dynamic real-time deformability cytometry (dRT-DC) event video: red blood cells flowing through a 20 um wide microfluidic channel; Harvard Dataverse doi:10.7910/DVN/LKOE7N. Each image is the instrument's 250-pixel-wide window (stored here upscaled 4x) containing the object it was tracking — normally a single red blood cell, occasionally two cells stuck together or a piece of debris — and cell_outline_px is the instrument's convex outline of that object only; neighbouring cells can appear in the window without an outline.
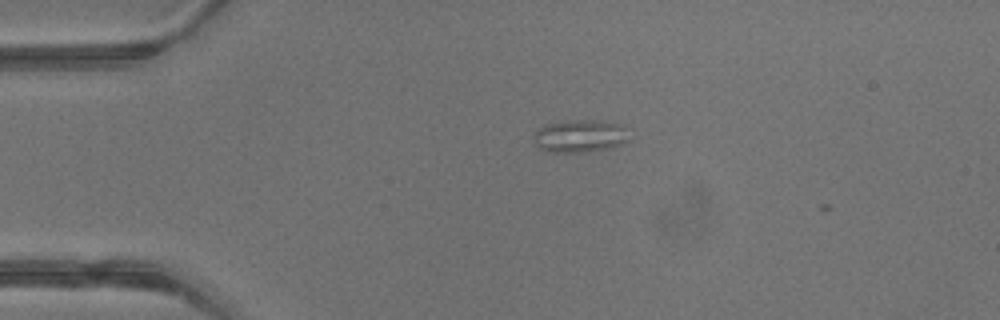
{"species": "common noctule bat (a hibernating species)", "species_latin": "Nyctalus noctula", "temperature_condition": "warm", "stored_images_in_passage": 2, "camera_frame_rate_fps": 3000, "um_per_image_px": 0.085, "animal": {"sex": "male", "body_mass_g": 13.3}, "frame": {"image": 1, "passage_image": 1, "time_ms": 0.0, "image_size_px": [1000, 320], "cell_outline_px": [[628, 140], [624, 144], [608, 148], [584, 152], [552, 152], [540, 148], [536, 144], [536, 128], [544, 124], [568, 120], [604, 120], [620, 124], [628, 128]], "centroid_in_image_um": [49.35, 11.54], "position_along_channel_um": 35.7, "area_um2": 18.32}}